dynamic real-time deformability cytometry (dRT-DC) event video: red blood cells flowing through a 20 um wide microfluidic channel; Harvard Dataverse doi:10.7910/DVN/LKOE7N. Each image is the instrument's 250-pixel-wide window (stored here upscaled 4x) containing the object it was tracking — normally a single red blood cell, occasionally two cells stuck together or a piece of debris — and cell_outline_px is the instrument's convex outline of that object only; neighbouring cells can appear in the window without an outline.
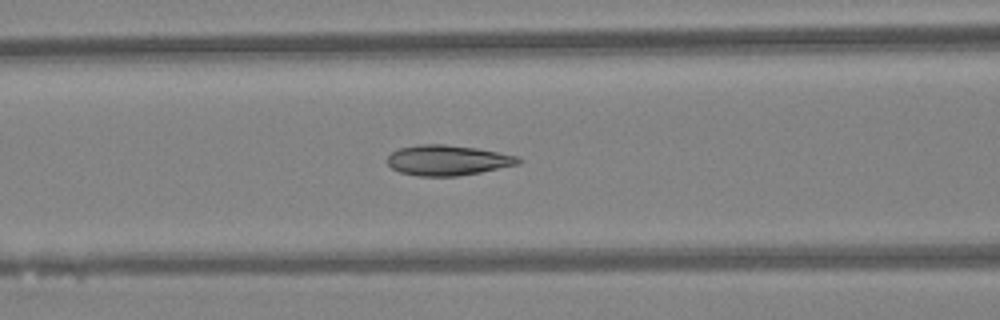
{"species": "Egyptian fruit bat (a non-hibernating species)", "species_latin": "Rousettus aegyptiacus", "temperature_condition": "warm", "stored_images_in_passage": 47, "camera_frame_rate_fps": 3000, "um_per_image_px": 0.085, "animal": {"sex": "female"}, "frame": {"image": 1, "passage_image": 20, "time_ms": 6.333, "image_size_px": [1000, 320], "cell_outline_px": [[524, 160], [520, 164], [480, 172], [456, 176], [416, 176], [400, 172], [392, 168], [388, 164], [388, 156], [392, 152], [400, 148], [420, 144], [444, 144], [476, 148], [520, 156]], "centroid_in_image_um": [38.09, 13.62], "position_along_channel_um": 128.5, "area_um2": 23.18}}
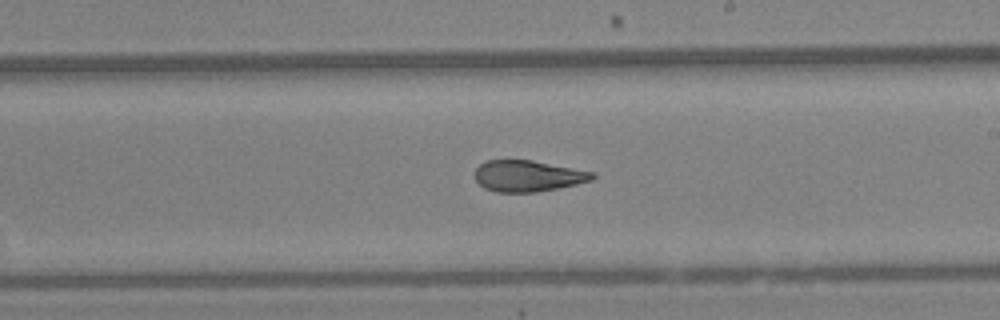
{"frame": {"image": 2, "passage_image": 28, "time_ms": 9.0, "image_size_px": [1000, 320], "cell_outline_px": [[596, 176], [592, 180], [576, 184], [536, 192], [496, 192], [484, 188], [476, 180], [476, 168], [484, 160], [532, 160], [592, 172]], "centroid_in_image_um": [44.84, 14.95], "position_along_channel_um": 244.2, "area_um2": 21.15}}
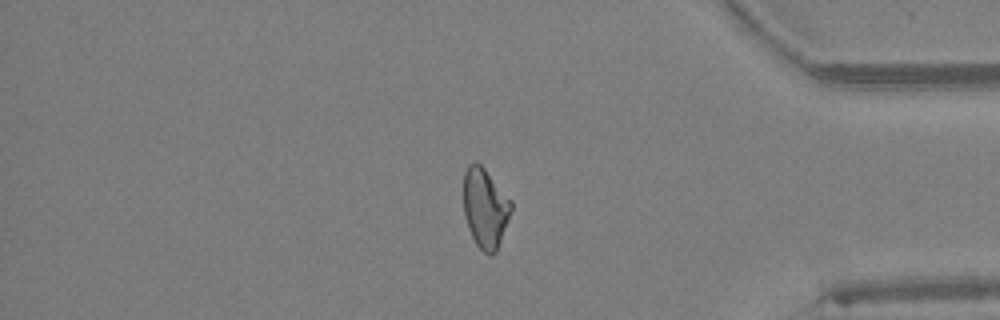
{"frame": {"image": 3, "passage_image": 40, "time_ms": 13.0, "image_size_px": [1000, 320], "cell_outline_px": [[512, 208], [496, 252], [492, 256], [488, 256], [476, 244], [468, 228], [464, 216], [464, 172], [468, 164], [480, 164], [484, 168], [512, 200]], "centroid_in_image_um": [41.24, 17.7], "position_along_channel_um": 394.0, "area_um2": 21.96}, "authors_computed_cell_mechanics": {"area_um2": 22.831, "velocity_mm_per_s": 4.3594, "shape_relaxation_time_tau1_ms": null, "shape_relaxation_time_tau2_ms": 1.7228, "deformation_change_tau1": null, "deformation_change_tau2": 0.0758}}